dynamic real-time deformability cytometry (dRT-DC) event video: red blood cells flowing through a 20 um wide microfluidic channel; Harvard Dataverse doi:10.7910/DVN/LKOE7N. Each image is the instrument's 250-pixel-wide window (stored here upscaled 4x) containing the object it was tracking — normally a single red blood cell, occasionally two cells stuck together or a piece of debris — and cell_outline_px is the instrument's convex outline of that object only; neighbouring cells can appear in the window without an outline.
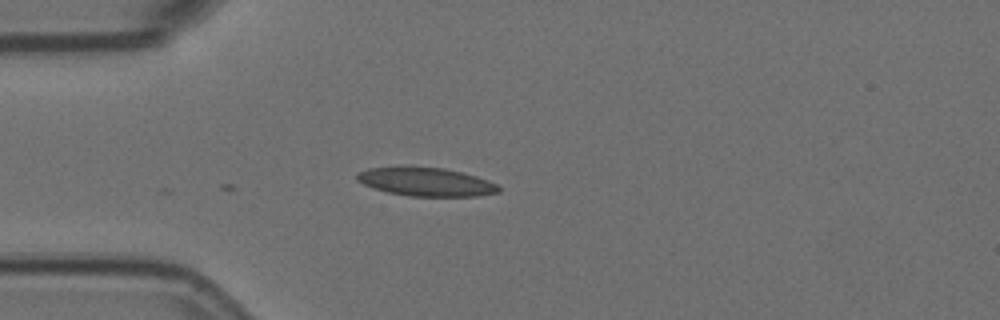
{"species": "Egyptian fruit bat (a non-hibernating species)", "species_latin": "Rousettus aegyptiacus", "temperature_condition": "room temperature", "stored_images_in_passage": 7, "camera_frame_rate_fps": 3000, "um_per_image_px": 0.085, "animal": {"sex": "female"}, "frame": {"image": 1, "passage_image": 1, "time_ms": 0.0, "image_size_px": [1000, 320], "cell_outline_px": [[500, 192], [476, 196], [408, 196], [388, 192], [372, 188], [356, 180], [356, 176], [360, 172], [368, 168], [444, 168], [476, 176], [488, 180], [496, 184], [500, 188]], "centroid_in_image_um": [36.24, 15.48], "position_along_channel_um": 48.8, "area_um2": 23.0}}
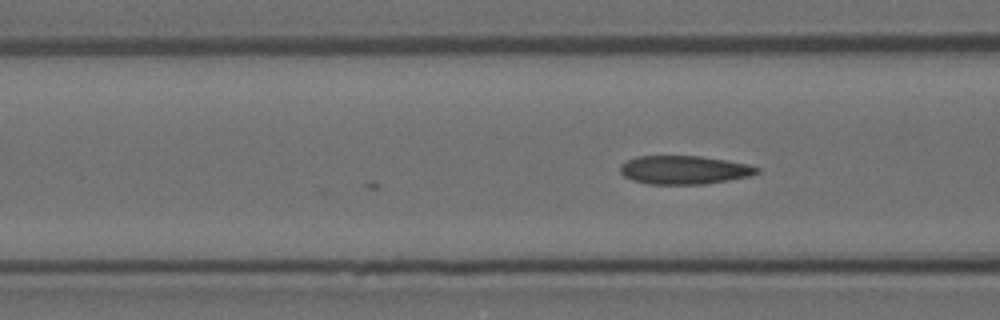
{"frame": {"image": 2, "passage_image": 7, "time_ms": 2.0, "image_size_px": [1000, 320], "cell_outline_px": [[760, 172], [752, 176], [704, 184], [648, 184], [632, 180], [624, 176], [620, 172], [620, 164], [636, 156], [700, 156], [748, 164], [760, 168]], "centroid_in_image_um": [58.15, 14.44], "position_along_channel_um": 108.4, "area_um2": 22.77}}